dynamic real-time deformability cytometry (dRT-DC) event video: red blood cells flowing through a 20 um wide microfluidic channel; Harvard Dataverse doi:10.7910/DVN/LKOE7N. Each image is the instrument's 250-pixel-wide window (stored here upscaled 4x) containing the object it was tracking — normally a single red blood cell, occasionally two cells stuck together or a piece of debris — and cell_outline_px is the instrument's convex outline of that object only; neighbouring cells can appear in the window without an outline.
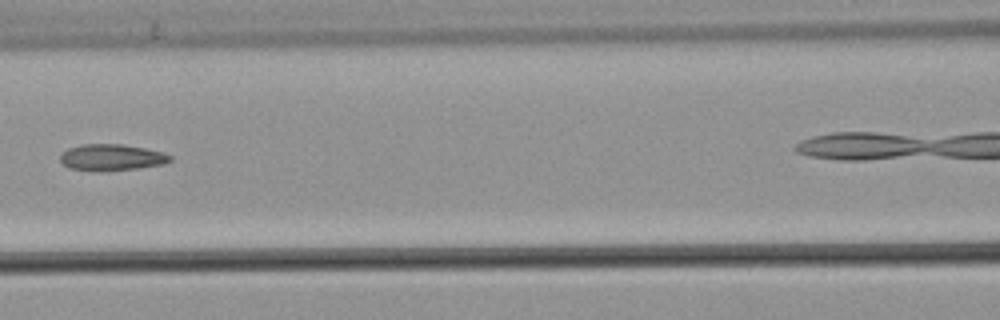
{"species": "common noctule bat (a hibernating species)", "species_latin": "Nyctalus noctula", "temperature_condition": "warm", "stored_images_in_passage": 4, "camera_frame_rate_fps": 3000, "um_per_image_px": 0.085, "animal": {"sex": "male", "body_mass_g": 21.5, "forearm_length_mm": 52.0}, "frame": {"image": 1, "passage_image": 3, "time_ms": 0.667, "image_size_px": [1000, 320], "cell_outline_px": [[172, 160], [164, 164], [140, 168], [68, 168], [60, 160], [60, 156], [68, 148], [84, 144], [120, 144], [144, 148], [164, 152], [172, 156]], "centroid_in_image_um": [9.56, 13.33], "position_along_channel_um": 157.0, "area_um2": 16.01}}